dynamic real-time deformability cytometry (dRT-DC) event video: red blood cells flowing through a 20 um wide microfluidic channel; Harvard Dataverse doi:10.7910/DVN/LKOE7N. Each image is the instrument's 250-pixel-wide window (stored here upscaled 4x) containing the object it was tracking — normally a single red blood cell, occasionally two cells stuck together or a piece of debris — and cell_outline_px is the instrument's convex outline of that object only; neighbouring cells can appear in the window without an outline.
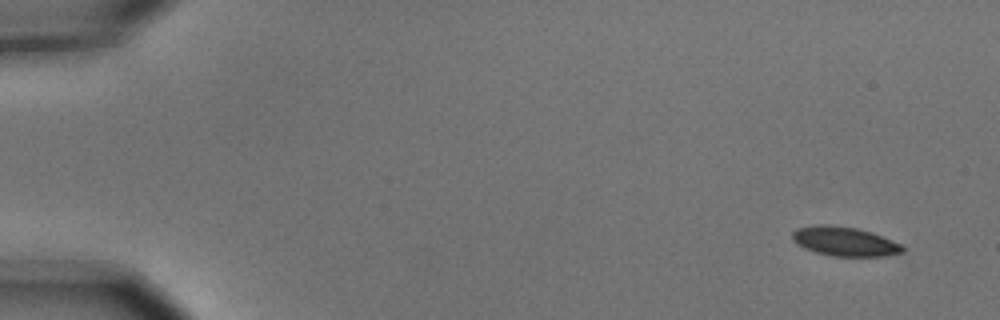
{"species": "common noctule bat (a hibernating species)", "species_latin": "Nyctalus noctula", "temperature_condition": "cold", "stored_images_in_passage": 5, "camera_frame_rate_fps": 3000, "um_per_image_px": 0.085, "animal": {"sex": "male", "body_mass_g": 15.6}, "frame": {"image": 1, "passage_image": 1, "time_ms": 0.0, "image_size_px": [1000, 320], "cell_outline_px": [[904, 252], [884, 256], [832, 256], [816, 252], [804, 248], [796, 244], [792, 240], [792, 232], [796, 228], [812, 224], [832, 224], [856, 228], [872, 232], [900, 244], [904, 248]], "centroid_in_image_um": [71.73, 20.5], "position_along_channel_um": 13.3, "area_um2": 18.96}}
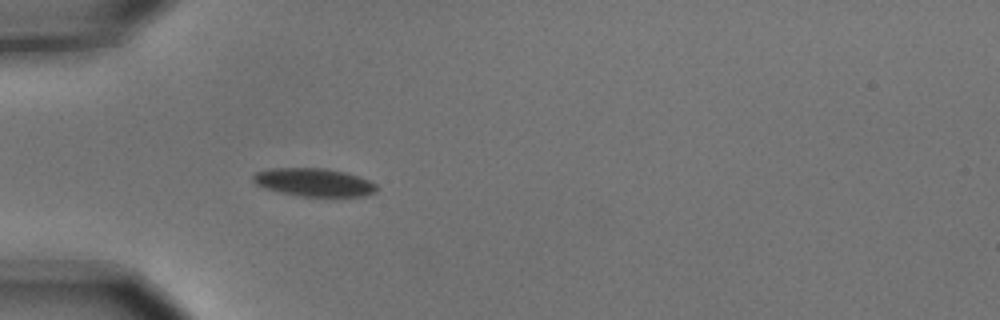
{"frame": {"image": 2, "passage_image": 5, "time_ms": 1.333, "image_size_px": [1000, 320], "cell_outline_px": [[376, 192], [364, 196], [300, 196], [280, 192], [264, 188], [256, 184], [252, 180], [252, 176], [256, 172], [268, 168], [324, 168], [344, 172], [368, 180], [376, 184]], "centroid_in_image_um": [26.64, 15.49], "position_along_channel_um": 58.4, "area_um2": 20.11}}